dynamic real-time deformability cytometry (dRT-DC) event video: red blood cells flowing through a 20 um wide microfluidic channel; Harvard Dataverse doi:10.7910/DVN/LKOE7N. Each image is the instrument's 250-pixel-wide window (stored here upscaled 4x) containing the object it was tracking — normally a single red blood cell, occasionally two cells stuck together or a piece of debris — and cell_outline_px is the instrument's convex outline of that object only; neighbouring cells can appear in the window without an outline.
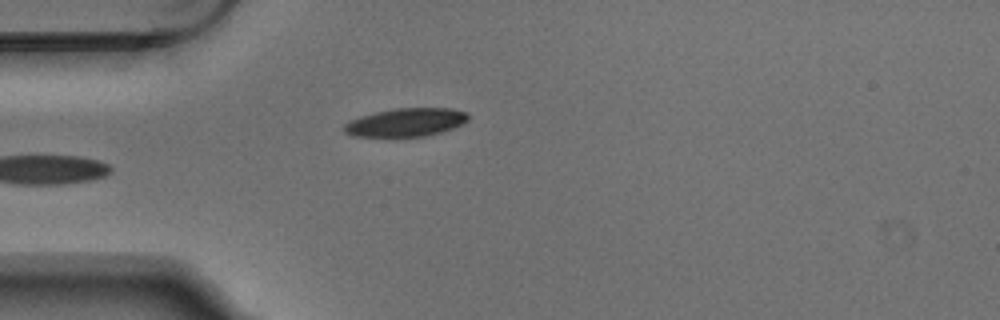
{"species": "Egyptian fruit bat (a non-hibernating species)", "species_latin": "Rousettus aegyptiacus", "temperature_condition": "warm", "stored_images_in_passage": 5, "camera_frame_rate_fps": 3000, "um_per_image_px": 0.085, "animal": {"sex": "male"}, "frame": {"image": 1, "passage_image": 5, "time_ms": 1.333, "image_size_px": [1000, 320], "cell_outline_px": [[468, 120], [464, 124], [440, 132], [424, 136], [352, 136], [344, 132], [344, 124], [348, 120], [360, 116], [376, 112], [396, 108], [452, 108], [468, 112]], "centroid_in_image_um": [34.51, 10.39], "position_along_channel_um": 50.5, "area_um2": 20.46}}